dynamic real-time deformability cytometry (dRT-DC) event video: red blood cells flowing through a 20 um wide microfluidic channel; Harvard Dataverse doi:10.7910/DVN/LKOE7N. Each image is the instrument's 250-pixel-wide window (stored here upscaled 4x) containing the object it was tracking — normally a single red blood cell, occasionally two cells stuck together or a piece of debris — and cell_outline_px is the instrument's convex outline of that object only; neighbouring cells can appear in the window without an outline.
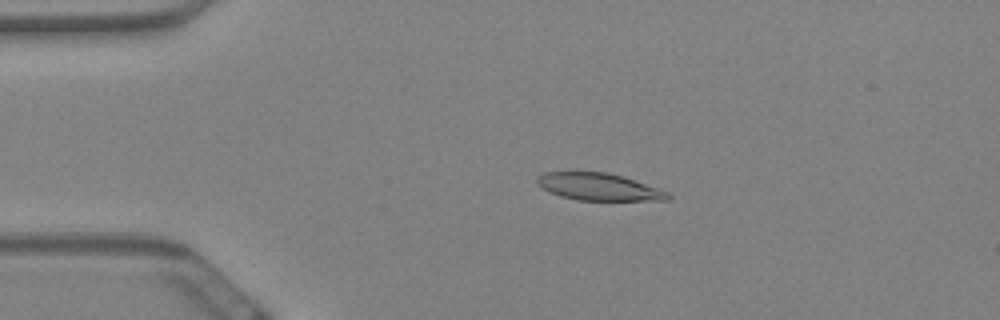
{"species": "Egyptian fruit bat (a non-hibernating species)", "species_latin": "Rousettus aegyptiacus", "temperature_condition": "warm", "stored_images_in_passage": 59, "camera_frame_rate_fps": 3000, "um_per_image_px": 0.085, "animal": {"sex": "female"}, "frame": {"image": 1, "passage_image": 12, "time_ms": 3.667, "image_size_px": [1000, 320], "cell_outline_px": [[672, 196], [668, 200], [576, 200], [560, 196], [536, 184], [536, 176], [544, 172], [608, 172], [660, 188], [668, 192]], "centroid_in_image_um": [50.9, 15.88], "position_along_channel_um": 34.1, "area_um2": 20.69}}
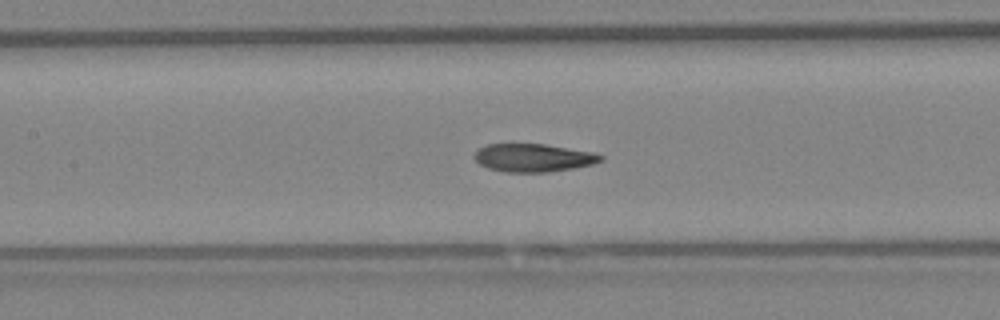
{"frame": {"image": 2, "passage_image": 27, "time_ms": 8.667, "image_size_px": [1000, 320], "cell_outline_px": [[604, 160], [592, 164], [576, 168], [548, 172], [504, 172], [488, 168], [480, 164], [472, 156], [480, 148], [488, 144], [544, 144], [592, 152], [604, 156]], "centroid_in_image_um": [45.34, 13.42], "position_along_channel_um": 162.1, "area_um2": 20.63}}
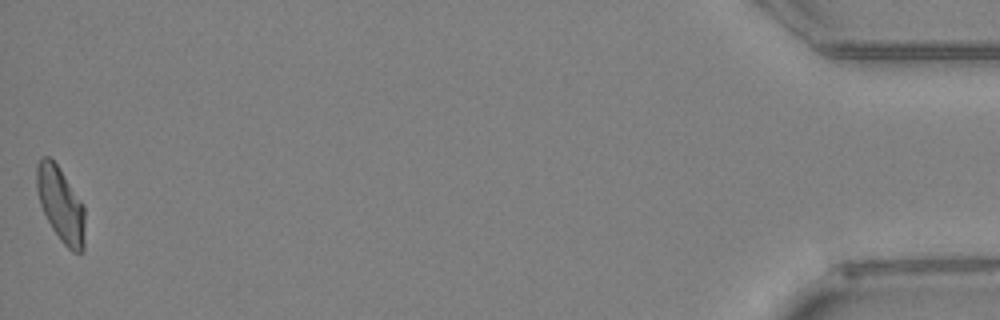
{"frame": {"image": 3, "passage_image": 59, "time_ms": 19.333, "image_size_px": [1000, 320], "cell_outline_px": [[84, 252], [72, 252], [60, 240], [52, 228], [40, 204], [36, 188], [36, 164], [44, 156], [48, 156], [56, 164], [84, 204]], "centroid_in_image_um": [5.16, 17.39], "position_along_channel_um": 430.0, "area_um2": 20.87}, "authors_computed_cell_mechanics": {"area_um2": 21.2126, "velocity_mm_per_s": 3.4221, "shape_relaxation_time_tau1_ms": null, "shape_relaxation_time_tau2_ms": 3.2159, "deformation_change_tau1": null, "deformation_change_tau2": 0.0984}}